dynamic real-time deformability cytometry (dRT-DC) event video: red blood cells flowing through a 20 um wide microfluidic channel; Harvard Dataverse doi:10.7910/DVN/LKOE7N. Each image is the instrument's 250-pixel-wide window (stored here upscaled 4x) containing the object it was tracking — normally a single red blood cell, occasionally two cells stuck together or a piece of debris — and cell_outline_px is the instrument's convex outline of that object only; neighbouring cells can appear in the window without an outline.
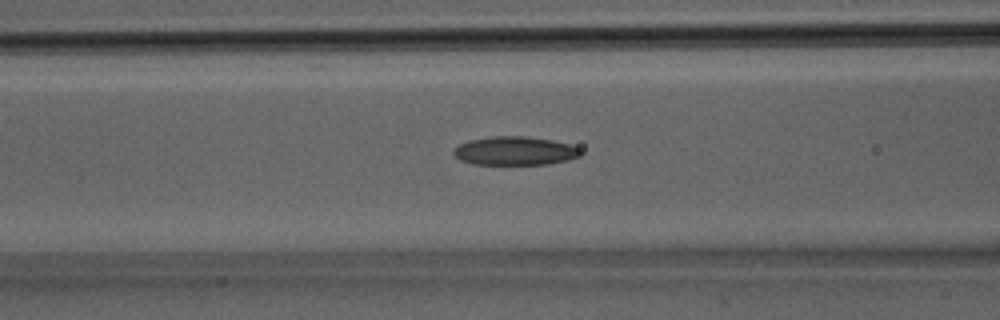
{"species": "Egyptian fruit bat (a non-hibernating species)", "species_latin": "Rousettus aegyptiacus", "temperature_condition": "room temperature", "stored_images_in_passage": 28, "camera_frame_rate_fps": 3000, "um_per_image_px": 0.085, "animal": {"sex": "male"}, "frame": {"image": 1, "passage_image": 13, "time_ms": 4.0, "image_size_px": [1000, 320], "cell_outline_px": [[580, 156], [568, 160], [548, 164], [472, 164], [460, 160], [452, 152], [460, 144], [468, 140], [492, 136], [524, 136], [552, 140], [568, 144], [580, 148]], "centroid_in_image_um": [43.76, 12.82], "position_along_channel_um": 122.8, "area_um2": 21.1}}
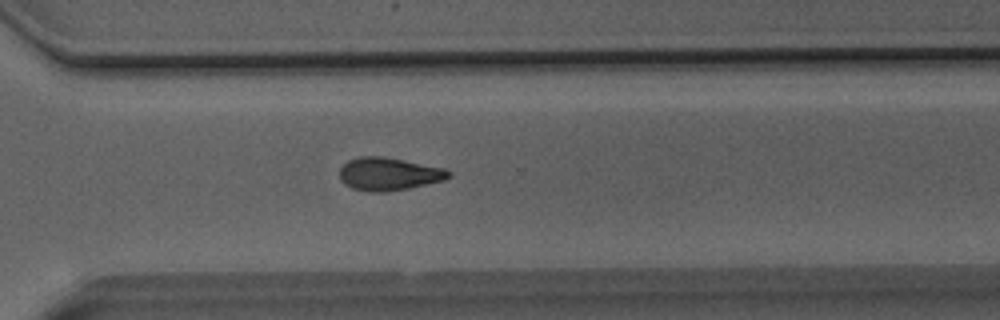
{"frame": {"image": 2, "passage_image": 23, "time_ms": 7.333, "image_size_px": [1000, 320], "cell_outline_px": [[452, 176], [444, 180], [408, 188], [388, 192], [368, 192], [352, 188], [344, 184], [340, 180], [340, 168], [348, 160], [360, 156], [384, 156], [444, 168], [452, 172]], "centroid_in_image_um": [33.04, 14.79], "position_along_channel_um": 337.6, "area_um2": 21.04}}
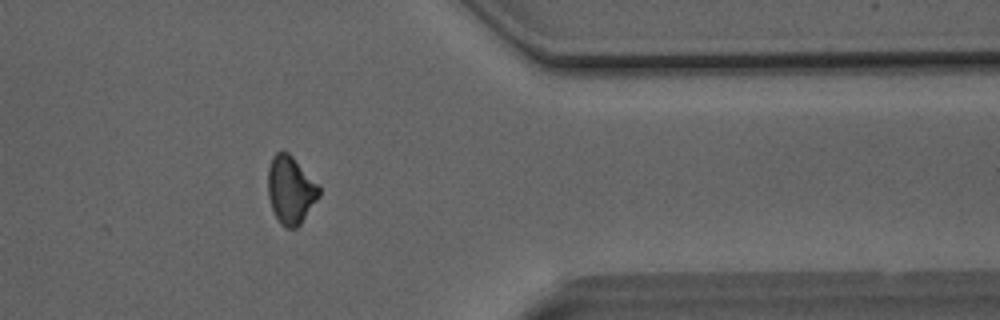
{"frame": {"image": 3, "passage_image": 26, "time_ms": 8.333, "image_size_px": [1000, 320], "cell_outline_px": [[320, 196], [300, 224], [296, 228], [288, 228], [280, 224], [272, 208], [268, 196], [268, 168], [272, 156], [276, 152], [288, 152], [320, 184]], "centroid_in_image_um": [24.72, 16.13], "position_along_channel_um": 386.7, "area_um2": 20.29}}